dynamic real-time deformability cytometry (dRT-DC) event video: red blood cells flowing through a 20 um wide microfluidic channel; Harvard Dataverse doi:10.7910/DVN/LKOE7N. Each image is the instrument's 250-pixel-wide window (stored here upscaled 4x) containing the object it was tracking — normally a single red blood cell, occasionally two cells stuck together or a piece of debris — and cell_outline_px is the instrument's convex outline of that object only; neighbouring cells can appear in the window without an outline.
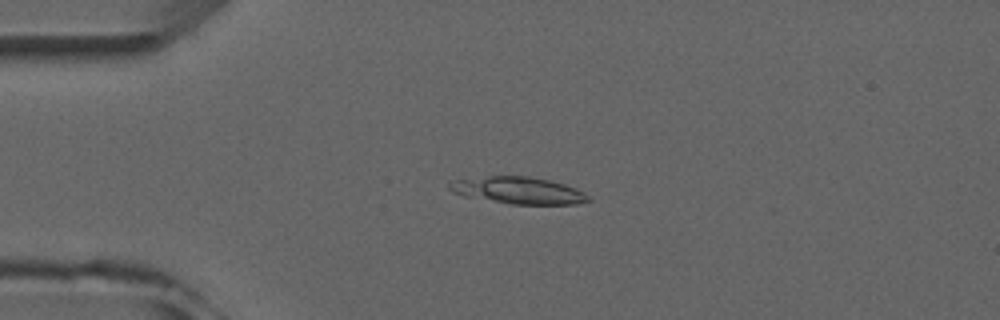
{"species": "common noctule bat (a hibernating species)", "species_latin": "Nyctalus noctula", "temperature_condition": "room temperature", "stored_images_in_passage": 6, "camera_frame_rate_fps": 3000, "um_per_image_px": 0.085, "animal": {"sex": "male", "forearm_length_mm": 52.5}, "frame": {"image": 1, "passage_image": 4, "time_ms": 3.333, "image_size_px": [1000, 320], "cell_outline_px": [[592, 200], [576, 204], [508, 204], [464, 196], [452, 192], [448, 188], [448, 180], [488, 176], [528, 176], [548, 180], [564, 184], [576, 188], [584, 192]], "centroid_in_image_um": [44.01, 16.18], "position_along_channel_um": 41.0, "area_um2": 21.96}}